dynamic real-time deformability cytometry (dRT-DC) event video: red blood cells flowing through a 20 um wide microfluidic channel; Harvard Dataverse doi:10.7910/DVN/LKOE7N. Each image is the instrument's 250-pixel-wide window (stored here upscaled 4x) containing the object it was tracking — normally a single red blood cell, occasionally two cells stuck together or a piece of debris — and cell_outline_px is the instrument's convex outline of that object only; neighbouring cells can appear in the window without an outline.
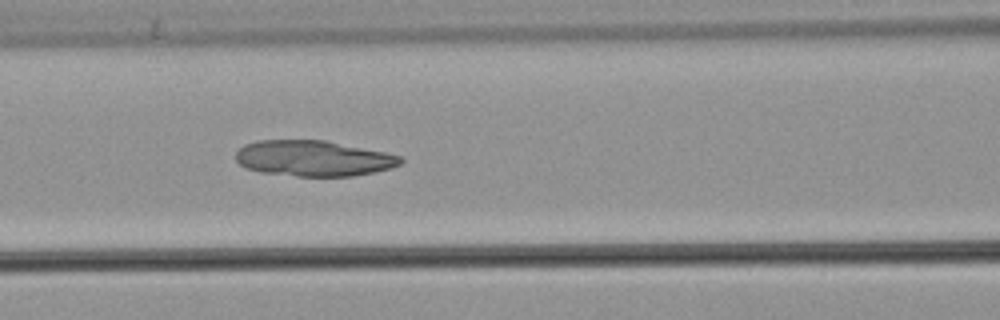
{"species": "common noctule bat (a hibernating species)", "species_latin": "Nyctalus noctula", "temperature_condition": "warm", "stored_images_in_passage": 54, "camera_frame_rate_fps": 3000, "um_per_image_px": 0.085, "animal": {"sex": "male", "body_mass_g": 21.5, "forearm_length_mm": 52.0}, "frame": {"image": 1, "passage_image": 24, "time_ms": 7.667, "image_size_px": [1000, 320], "cell_outline_px": [[404, 160], [400, 164], [392, 168], [352, 176], [296, 176], [260, 172], [244, 168], [236, 160], [236, 152], [244, 144], [256, 140], [324, 140], [384, 152], [400, 156]], "centroid_in_image_um": [26.6, 13.46], "position_along_channel_um": 140.0, "area_um2": 34.28}}
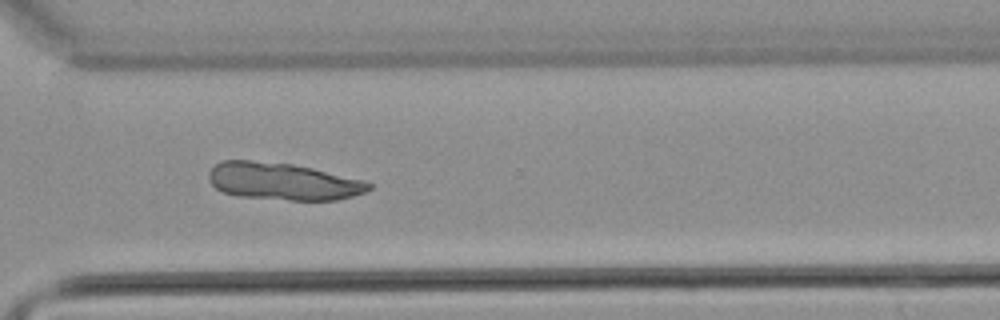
{"frame": {"image": 2, "passage_image": 40, "time_ms": 13.0, "image_size_px": [1000, 320], "cell_outline_px": [[372, 188], [364, 192], [352, 196], [336, 200], [288, 200], [240, 196], [224, 192], [216, 188], [208, 180], [208, 172], [220, 160], [252, 160], [292, 164], [312, 168], [368, 180], [372, 184]], "centroid_in_image_um": [24.07, 15.41], "position_along_channel_um": 346.5, "area_um2": 34.91}}